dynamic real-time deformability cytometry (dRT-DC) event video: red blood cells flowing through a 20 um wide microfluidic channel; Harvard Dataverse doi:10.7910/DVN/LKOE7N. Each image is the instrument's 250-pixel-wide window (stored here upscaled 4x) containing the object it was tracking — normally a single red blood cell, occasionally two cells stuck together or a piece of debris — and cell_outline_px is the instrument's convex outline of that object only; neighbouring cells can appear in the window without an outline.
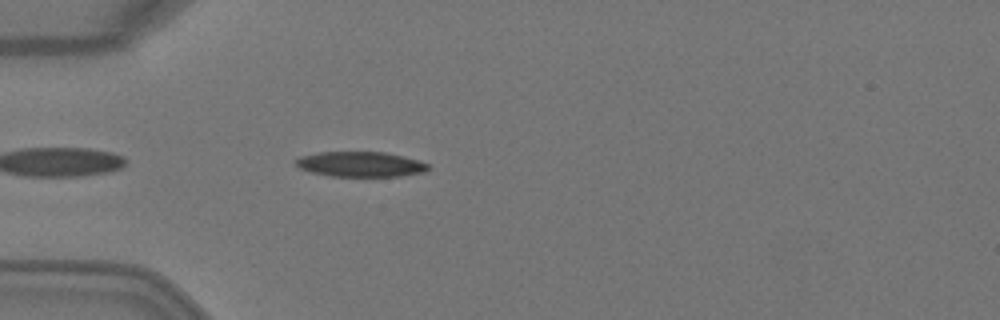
{"species": "Egyptian fruit bat (a non-hibernating species)", "species_latin": "Rousettus aegyptiacus", "temperature_condition": "warm", "stored_images_in_passage": 4, "camera_frame_rate_fps": 3000, "um_per_image_px": 0.085, "animal": {"sex": "female"}, "frame": {"image": 1, "passage_image": 4, "time_ms": 1.0, "image_size_px": [1000, 320], "cell_outline_px": [[428, 168], [424, 172], [400, 176], [332, 176], [312, 172], [300, 168], [296, 164], [296, 160], [300, 156], [320, 152], [384, 152], [404, 156], [420, 160], [428, 164]], "centroid_in_image_um": [30.67, 13.95], "position_along_channel_um": 54.3, "area_um2": 19.25}}